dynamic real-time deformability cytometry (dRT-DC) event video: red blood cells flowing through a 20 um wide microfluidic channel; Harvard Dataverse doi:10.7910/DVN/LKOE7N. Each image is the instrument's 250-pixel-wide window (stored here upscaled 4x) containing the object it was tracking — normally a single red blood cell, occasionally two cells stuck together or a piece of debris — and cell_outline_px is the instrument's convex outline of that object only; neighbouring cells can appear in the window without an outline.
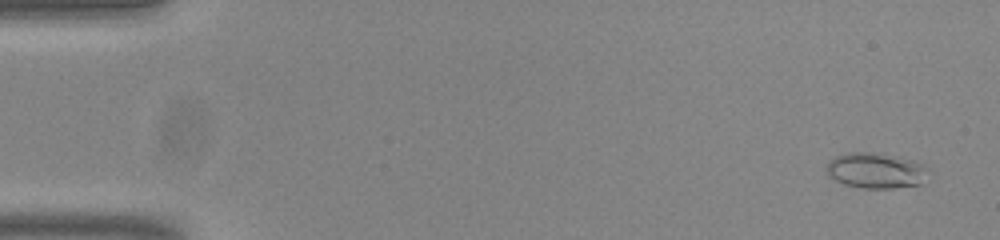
{"species": "common noctule bat (a hibernating species)", "species_latin": "Nyctalus noctula", "temperature_condition": "room temperature", "stored_images_in_passage": 53, "camera_frame_rate_fps": 3000, "um_per_image_px": 0.085, "animal": {"sex": "male", "body_mass_g": 20.0, "forearm_length_mm": 53.3}, "frame": {"image": 1, "passage_image": 2, "time_ms": 0.333, "image_size_px": [1000, 240], "cell_outline_px": [[928, 168], [920, 184], [892, 188], [864, 188], [844, 184], [828, 176], [828, 164], [836, 156], [848, 152], [872, 152], [912, 160]], "centroid_in_image_um": [74.41, 14.5], "position_along_channel_um": 10.6, "area_um2": 20.52}}
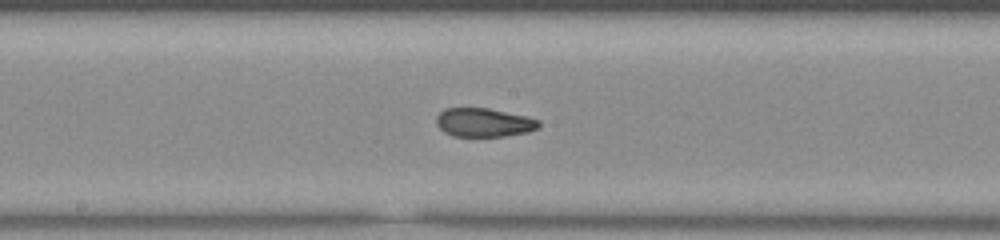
{"frame": {"image": 2, "passage_image": 28, "time_ms": 9.0, "image_size_px": [1000, 240], "cell_outline_px": [[540, 128], [528, 132], [504, 136], [452, 136], [444, 132], [436, 124], [436, 116], [444, 108], [488, 108], [528, 116], [540, 120]], "centroid_in_image_um": [41.15, 10.41], "position_along_channel_um": 207.1, "area_um2": 17.34}}
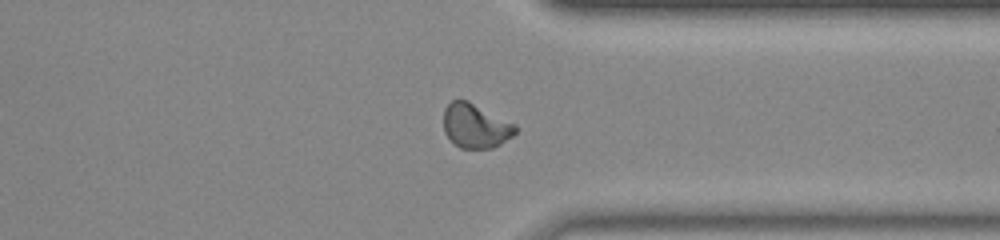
{"frame": {"image": 3, "passage_image": 41, "time_ms": 13.333, "image_size_px": [1000, 240], "cell_outline_px": [[516, 132], [512, 136], [500, 144], [492, 148], [460, 148], [444, 132], [444, 108], [452, 100], [468, 100], [516, 124]], "centroid_in_image_um": [40.42, 10.68], "position_along_channel_um": 371.0, "area_um2": 18.44}, "authors_computed_cell_mechanics": {"area_um2": 17.8602, "velocity_mm_per_s": 3.8226, "shape_relaxation_time_tau1_ms": 7.0296, "shape_relaxation_time_tau2_ms": 1.5396, "deformation_change_tau1": 0.209, "deformation_change_tau2": 0.077}}